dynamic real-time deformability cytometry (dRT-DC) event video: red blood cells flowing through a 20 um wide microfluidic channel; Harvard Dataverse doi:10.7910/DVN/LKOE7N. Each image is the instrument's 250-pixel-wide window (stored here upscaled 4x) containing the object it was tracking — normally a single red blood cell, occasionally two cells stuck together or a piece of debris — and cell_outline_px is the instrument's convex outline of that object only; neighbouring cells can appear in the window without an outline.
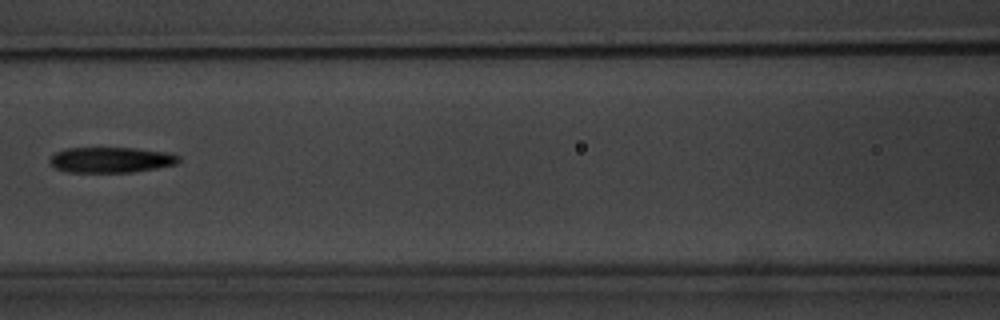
{"species": "common noctule bat (a hibernating species)", "species_latin": "Nyctalus noctula", "temperature_condition": "warm", "stored_images_in_passage": 13, "segment_of_instrument_passage": [1, 2], "camera_frame_rate_fps": 3000, "um_per_image_px": 0.085, "animal": {"sex": "male", "body_mass_g": 20.1, "forearm_length_mm": 53.5}, "frame": {"image": 1, "passage_image": 3, "time_ms": 2.333, "image_size_px": [1000, 320], "cell_outline_px": [[180, 160], [176, 164], [156, 168], [132, 172], [64, 172], [56, 168], [48, 160], [56, 152], [64, 148], [136, 148], [168, 152], [180, 156]], "centroid_in_image_um": [9.44, 13.58], "position_along_channel_um": 157.2, "area_um2": 19.25}}
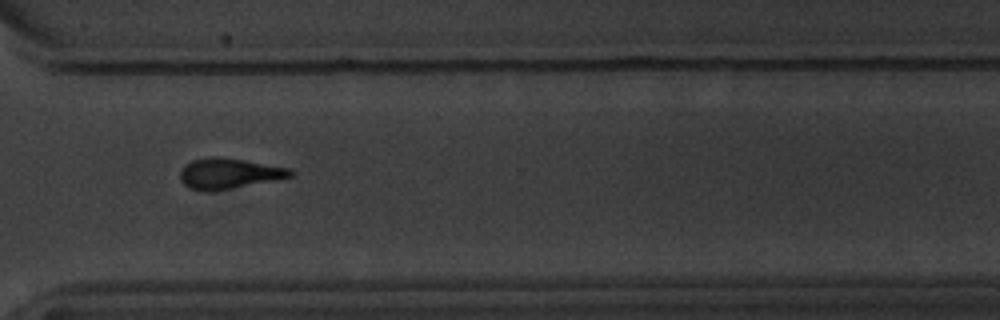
{"frame": {"image": 2, "passage_image": 8, "time_ms": 8.0, "image_size_px": [1000, 320], "cell_outline_px": [[292, 176], [276, 180], [208, 192], [204, 192], [192, 188], [184, 184], [180, 180], [180, 172], [184, 164], [192, 160], [212, 156], [216, 156], [244, 160], [288, 168], [292, 172]], "centroid_in_image_um": [19.4, 14.74], "position_along_channel_um": 351.2, "area_um2": 19.42}}
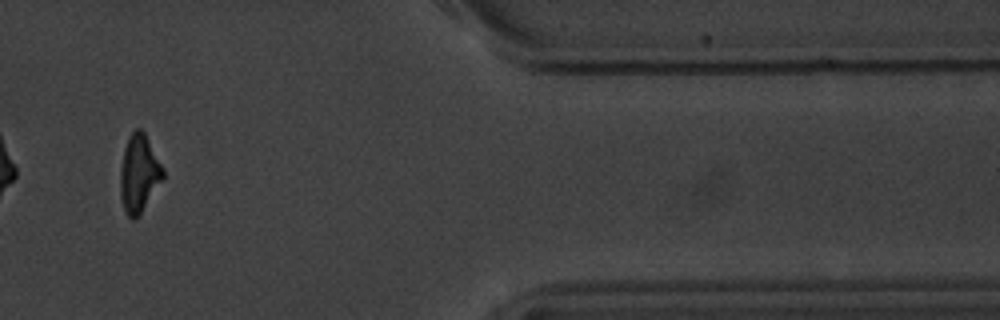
{"frame": {"image": 3, "passage_image": 10, "time_ms": 10.333, "image_size_px": [1000, 320], "cell_outline_px": [[164, 176], [140, 212], [132, 220], [128, 216], [124, 208], [120, 196], [120, 168], [124, 148], [128, 136], [136, 128], [140, 128], [144, 132], [164, 168]], "centroid_in_image_um": [11.79, 14.69], "position_along_channel_um": 399.6, "area_um2": 18.96}}